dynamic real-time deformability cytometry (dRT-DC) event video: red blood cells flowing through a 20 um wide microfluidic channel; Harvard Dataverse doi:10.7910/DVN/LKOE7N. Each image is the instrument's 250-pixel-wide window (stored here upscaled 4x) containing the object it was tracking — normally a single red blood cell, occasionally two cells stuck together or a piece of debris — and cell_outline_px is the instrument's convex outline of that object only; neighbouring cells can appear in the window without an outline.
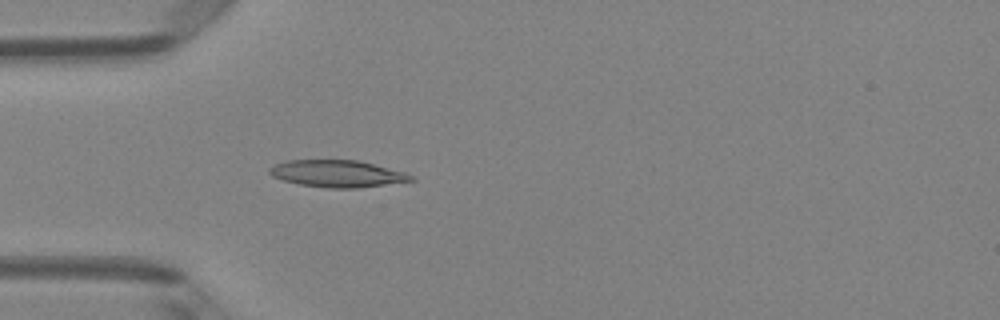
{"species": "Egyptian fruit bat (a non-hibernating species)", "species_latin": "Rousettus aegyptiacus", "temperature_condition": "room temperature", "stored_images_in_passage": 4, "camera_frame_rate_fps": 3000, "um_per_image_px": 0.085, "animal": {"sex": "female"}, "frame": {"image": 1, "passage_image": 4, "time_ms": 1.0, "image_size_px": [1000, 320], "cell_outline_px": [[416, 180], [360, 188], [328, 188], [300, 184], [284, 180], [272, 176], [268, 172], [268, 168], [276, 164], [288, 160], [356, 160], [404, 172], [412, 176]], "centroid_in_image_um": [28.65, 14.76], "position_along_channel_um": 56.3, "area_um2": 22.02}}